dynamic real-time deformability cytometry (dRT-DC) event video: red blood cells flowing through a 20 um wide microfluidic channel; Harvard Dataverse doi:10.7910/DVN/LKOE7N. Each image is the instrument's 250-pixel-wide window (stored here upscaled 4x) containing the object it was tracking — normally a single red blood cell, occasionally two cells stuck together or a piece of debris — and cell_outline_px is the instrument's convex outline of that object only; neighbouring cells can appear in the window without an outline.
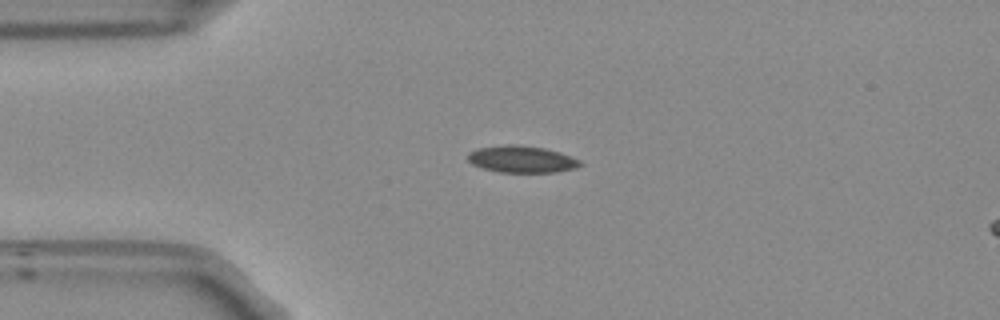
{"species": "Egyptian fruit bat (a non-hibernating species)", "species_latin": "Rousettus aegyptiacus", "temperature_condition": "room temperature", "stored_images_in_passage": 42, "camera_frame_rate_fps": 3000, "um_per_image_px": 0.085, "frame": {"image": 1, "passage_image": 1, "time_ms": 0.0, "image_size_px": [1000, 320], "cell_outline_px": [[584, 164], [576, 168], [556, 172], [500, 172], [484, 168], [472, 164], [468, 160], [468, 152], [476, 148], [508, 144], [516, 144], [544, 148], [560, 152], [572, 156], [580, 160]], "centroid_in_image_um": [44.37, 13.52], "position_along_channel_um": 40.6, "area_um2": 17.69}}
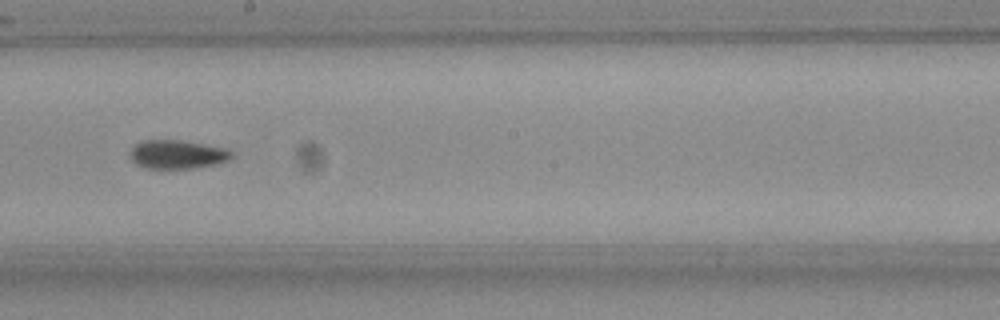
{"frame": {"image": 2, "passage_image": 18, "time_ms": 5.667, "image_size_px": [1000, 320], "cell_outline_px": [[232, 156], [228, 160], [216, 164], [192, 168], [148, 168], [136, 164], [128, 156], [128, 152], [140, 140], [180, 140], [224, 148], [232, 152]], "centroid_in_image_um": [15.01, 13.12], "position_along_channel_um": 233.2, "area_um2": 16.88}}
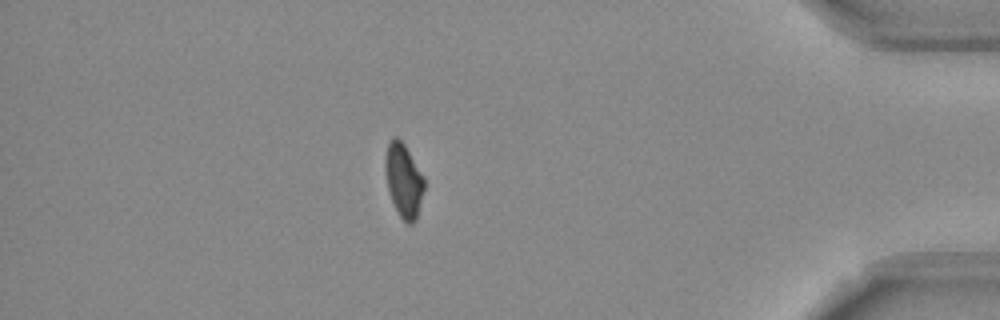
{"frame": {"image": 3, "passage_image": 35, "time_ms": 11.333, "image_size_px": [1000, 320], "cell_outline_px": [[424, 188], [416, 220], [412, 224], [408, 224], [400, 216], [392, 200], [388, 188], [384, 168], [384, 160], [388, 144], [396, 136], [404, 144], [424, 176]], "centroid_in_image_um": [34.31, 15.33], "position_along_channel_um": 400.9, "area_um2": 16.47}, "authors_computed_cell_mechanics": {"area_um2": 16.9932, "velocity_mm_per_s": 3.7571, "shape_relaxation_time_tau1_ms": null, "shape_relaxation_time_tau2_ms": 6.0011, "deformation_change_tau1": null, "deformation_change_tau2": 0.0913}}